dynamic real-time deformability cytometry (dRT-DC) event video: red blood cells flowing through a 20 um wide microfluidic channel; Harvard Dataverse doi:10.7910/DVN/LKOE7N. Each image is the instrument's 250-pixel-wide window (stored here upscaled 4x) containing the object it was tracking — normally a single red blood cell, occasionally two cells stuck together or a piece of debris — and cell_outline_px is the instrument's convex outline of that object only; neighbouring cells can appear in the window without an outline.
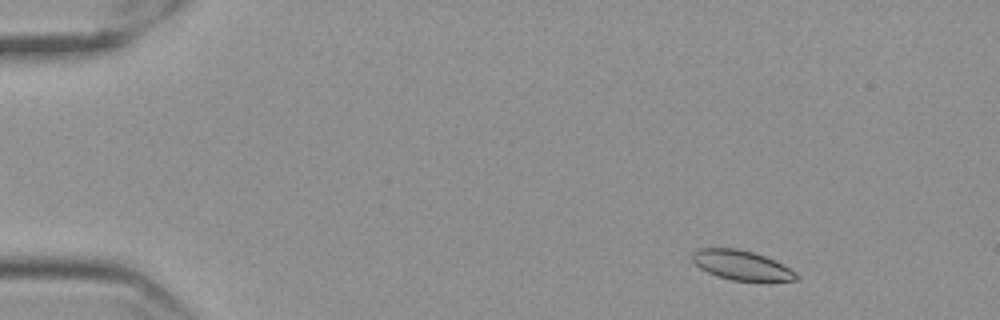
{"species": "Egyptian fruit bat (a non-hibernating species)", "species_latin": "Rousettus aegyptiacus", "temperature_condition": "cold", "stored_images_in_passage": 56, "camera_frame_rate_fps": 3000, "um_per_image_px": 0.085, "frame": {"image": 1, "passage_image": 5, "time_ms": 1.333, "image_size_px": [1000, 320], "cell_outline_px": [[800, 276], [796, 280], [768, 284], [732, 280], [708, 272], [700, 268], [692, 260], [692, 252], [700, 248], [736, 248], [752, 252], [764, 256], [796, 272]], "centroid_in_image_um": [63.09, 22.6], "position_along_channel_um": 21.9, "area_um2": 18.32}}
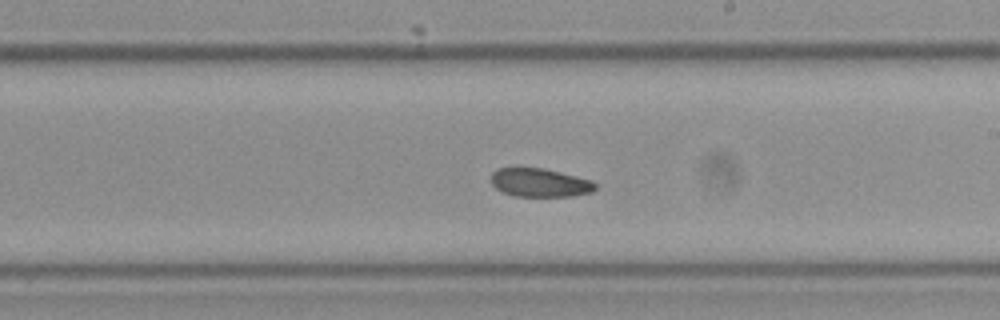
{"frame": {"image": 2, "passage_image": 32, "time_ms": 10.333, "image_size_px": [1000, 320], "cell_outline_px": [[596, 188], [592, 192], [572, 196], [512, 196], [496, 188], [492, 184], [492, 172], [500, 168], [544, 168], [592, 180], [596, 184]], "centroid_in_image_um": [45.91, 15.53], "position_along_channel_um": 243.1, "area_um2": 17.22}}
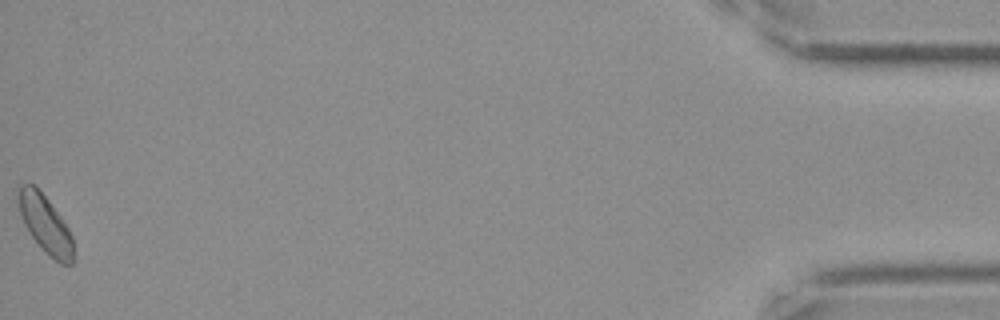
{"frame": {"image": 3, "passage_image": 56, "time_ms": 18.333, "image_size_px": [1000, 320], "cell_outline_px": [[72, 264], [60, 264], [32, 236], [24, 224], [20, 212], [20, 184], [32, 184], [48, 200], [60, 216], [68, 228], [72, 236]], "centroid_in_image_um": [3.87, 19.06], "position_along_channel_um": 431.3, "area_um2": 17.34}, "authors_computed_cell_mechanics": {"area_um2": 18.2648, "velocity_mm_per_s": 3.5037, "shape_relaxation_time_tau1_ms": 2.5046, "shape_relaxation_time_tau2_ms": 7.6833, "deformation_change_tau1": 0.0816, "deformation_change_tau2": 0.1034}}